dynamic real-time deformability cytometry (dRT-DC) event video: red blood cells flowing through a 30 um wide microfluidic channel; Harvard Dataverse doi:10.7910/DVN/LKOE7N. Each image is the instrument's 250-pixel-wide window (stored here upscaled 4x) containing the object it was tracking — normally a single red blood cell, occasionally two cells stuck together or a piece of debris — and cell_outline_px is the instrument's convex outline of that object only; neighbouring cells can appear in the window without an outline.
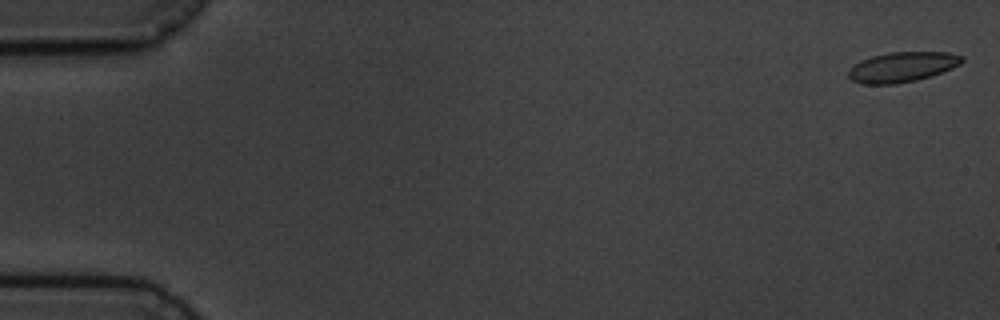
{"species": "common noctule bat (a hibernating species)", "species_latin": "Nyctalus noctula", "temperature_condition": "cold", "stored_images_in_passage": 5, "camera_frame_rate_fps": 3000, "um_per_image_px": 0.085, "animal": {"sex": "male", "body_mass_g": 19.5, "forearm_length_mm": 54.6}, "frame": {"image": 1, "passage_image": 1, "time_ms": 0.0, "image_size_px": [1000, 320], "cell_outline_px": [[964, 60], [960, 64], [952, 68], [932, 76], [916, 80], [896, 84], [860, 84], [852, 80], [848, 76], [848, 72], [860, 60], [872, 56], [888, 52], [948, 52], [964, 56]], "centroid_in_image_um": [76.71, 5.69], "position_along_channel_um": 8.3, "area_um2": 19.94}}
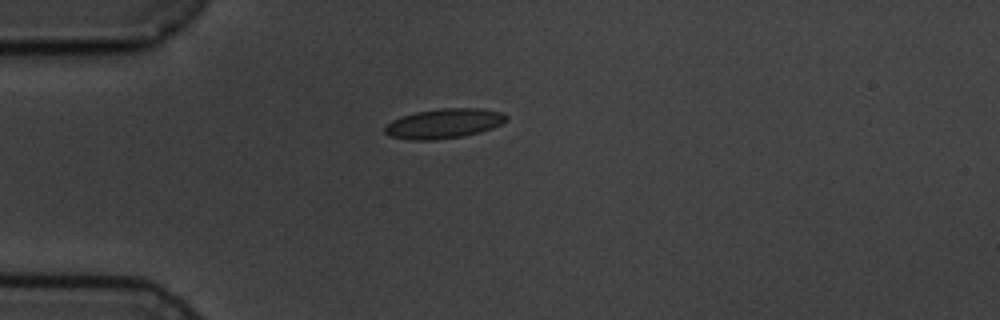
{"frame": {"image": 2, "passage_image": 5, "time_ms": 4.667, "image_size_px": [1000, 320], "cell_outline_px": [[508, 120], [492, 128], [480, 132], [464, 136], [436, 140], [408, 140], [388, 136], [384, 132], [384, 128], [392, 120], [400, 116], [416, 112], [440, 108], [480, 108], [500, 112], [508, 116]], "centroid_in_image_um": [37.71, 10.5], "position_along_channel_um": 47.3, "area_um2": 21.21}}